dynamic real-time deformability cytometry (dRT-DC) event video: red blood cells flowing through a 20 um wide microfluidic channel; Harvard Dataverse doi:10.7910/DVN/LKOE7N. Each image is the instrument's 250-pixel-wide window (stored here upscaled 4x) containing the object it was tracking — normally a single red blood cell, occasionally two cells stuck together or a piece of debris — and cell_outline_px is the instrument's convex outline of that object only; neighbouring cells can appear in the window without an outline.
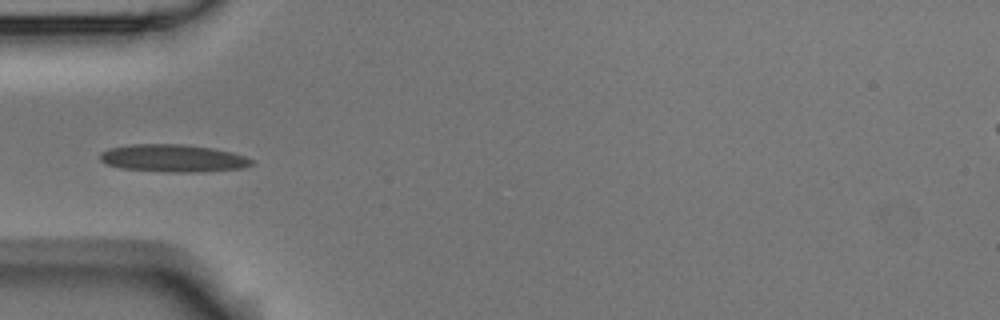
{"species": "Egyptian fruit bat (a non-hibernating species)", "species_latin": "Rousettus aegyptiacus", "temperature_condition": "room temperature", "stored_images_in_passage": 2, "camera_frame_rate_fps": 3000, "um_per_image_px": 0.085, "animal": {"sex": "male"}, "frame": {"image": 1, "passage_image": 2, "time_ms": 1.667, "image_size_px": [1000, 320], "cell_outline_px": [[252, 164], [244, 168], [204, 172], [168, 172], [120, 168], [104, 164], [100, 160], [100, 152], [108, 148], [132, 144], [184, 144], [212, 148], [232, 152], [244, 156], [252, 160]], "centroid_in_image_um": [14.68, 13.45], "position_along_channel_um": 70.3, "area_um2": 24.51}}